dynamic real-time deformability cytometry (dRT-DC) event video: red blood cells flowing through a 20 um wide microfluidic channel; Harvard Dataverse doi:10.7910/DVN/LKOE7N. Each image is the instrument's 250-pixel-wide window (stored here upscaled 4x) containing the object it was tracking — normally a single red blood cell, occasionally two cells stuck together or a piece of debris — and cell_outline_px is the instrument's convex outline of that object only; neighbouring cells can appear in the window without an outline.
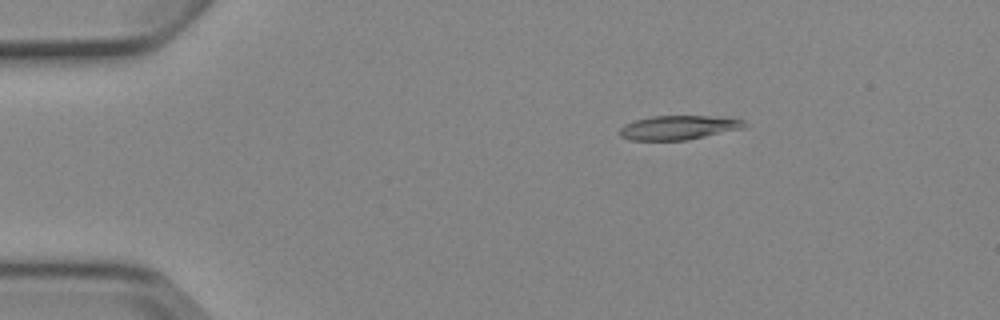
{"species": "Egyptian fruit bat (a non-hibernating species)", "species_latin": "Rousettus aegyptiacus", "temperature_condition": "cold", "stored_images_in_passage": 5, "camera_frame_rate_fps": 3000, "um_per_image_px": 0.085, "animal": {"sex": "female"}, "frame": {"image": 1, "passage_image": 3, "time_ms": 2.333, "image_size_px": [1000, 320], "cell_outline_px": [[748, 124], [744, 128], [688, 140], [632, 140], [620, 136], [620, 128], [624, 124], [636, 120], [652, 116], [708, 116], [744, 120]], "centroid_in_image_um": [57.68, 10.85], "position_along_channel_um": 27.3, "area_um2": 17.46}}